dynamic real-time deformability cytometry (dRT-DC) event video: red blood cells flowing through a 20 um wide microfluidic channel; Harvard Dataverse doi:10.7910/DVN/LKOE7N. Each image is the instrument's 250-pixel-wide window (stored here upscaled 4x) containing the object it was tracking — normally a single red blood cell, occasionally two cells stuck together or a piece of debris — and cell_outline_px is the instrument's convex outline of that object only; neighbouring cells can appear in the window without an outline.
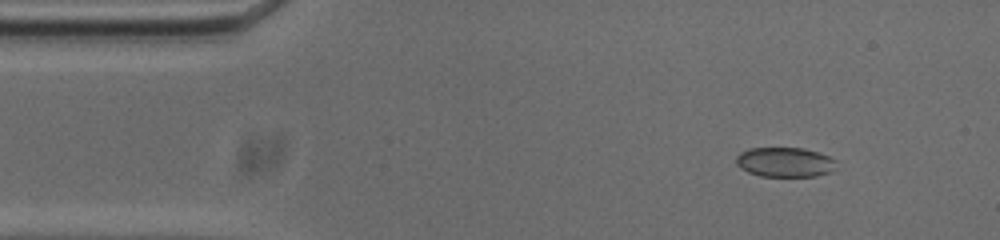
{"species": "common noctule bat (a hibernating species)", "species_latin": "Nyctalus noctula", "temperature_condition": "cold", "stored_images_in_passage": 48, "camera_frame_rate_fps": 3000, "um_per_image_px": 0.085, "animal": {"sex": "male", "body_mass_g": 20.0, "forearm_length_mm": 53.3}, "frame": {"image": 1, "passage_image": 1, "time_ms": 0.0, "image_size_px": [1000, 240], "cell_outline_px": [[836, 160], [828, 172], [816, 176], [760, 176], [748, 172], [740, 168], [736, 164], [736, 156], [740, 152], [748, 148], [804, 148], [828, 156]], "centroid_in_image_um": [66.63, 13.77], "position_along_channel_um": 18.4, "area_um2": 17.11}}
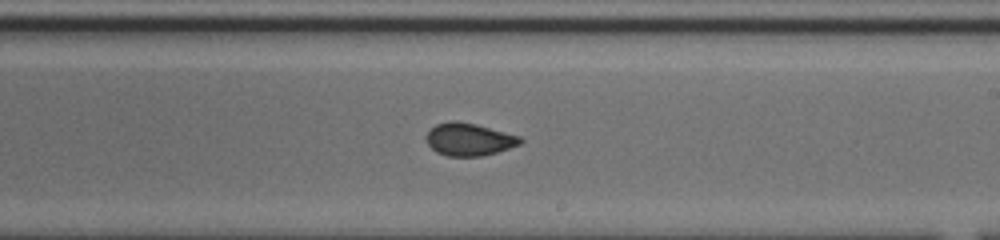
{"frame": {"image": 2, "passage_image": 25, "time_ms": 8.0, "image_size_px": [1000, 240], "cell_outline_px": [[524, 140], [520, 144], [496, 152], [480, 156], [448, 156], [436, 152], [428, 144], [424, 136], [436, 124], [452, 120], [456, 120], [476, 124], [520, 136]], "centroid_in_image_um": [39.85, 11.84], "position_along_channel_um": 249.2, "area_um2": 17.8}}
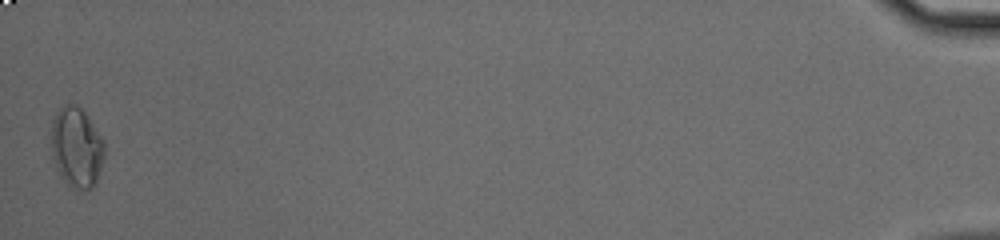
{"frame": {"image": 3, "passage_image": 48, "time_ms": 15.667, "image_size_px": [1000, 240], "cell_outline_px": [[104, 156], [96, 180], [92, 188], [76, 192], [68, 188], [60, 176], [56, 168], [52, 156], [52, 124], [56, 112], [64, 104], [76, 104], [84, 112], [104, 140]], "centroid_in_image_um": [6.5, 12.58], "position_along_channel_um": 428.7, "area_um2": 25.03}, "authors_computed_cell_mechanics": {"area_um2": 17.9758, "velocity_mm_per_s": 3.7508, "shape_relaxation_time_tau1_ms": null, "shape_relaxation_time_tau2_ms": 0.7015, "deformation_change_tau1": null, "deformation_change_tau2": 0.0425}}